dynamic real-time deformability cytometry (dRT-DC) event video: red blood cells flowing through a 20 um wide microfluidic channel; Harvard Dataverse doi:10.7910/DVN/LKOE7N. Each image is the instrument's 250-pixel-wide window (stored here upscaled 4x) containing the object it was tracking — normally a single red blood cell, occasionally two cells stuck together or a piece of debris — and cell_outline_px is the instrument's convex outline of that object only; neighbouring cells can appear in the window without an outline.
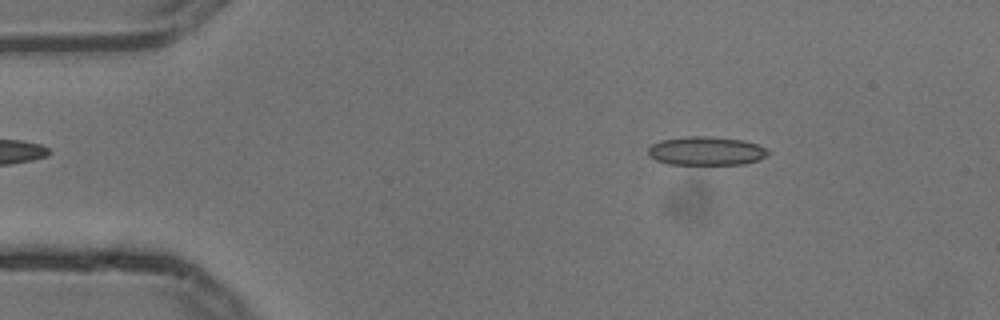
{"species": "common noctule bat (a hibernating species)", "species_latin": "Nyctalus noctula", "temperature_condition": "cold", "stored_images_in_passage": 5, "camera_frame_rate_fps": 3000, "um_per_image_px": 0.085, "animal": {"sex": "male", "body_mass_g": 13.3}, "frame": {"image": 1, "passage_image": 2, "time_ms": 0.333, "image_size_px": [1000, 320], "cell_outline_px": [[772, 152], [768, 156], [760, 160], [744, 164], [668, 164], [656, 160], [648, 152], [648, 148], [652, 144], [664, 140], [688, 136], [700, 136], [744, 140], [768, 148]], "centroid_in_image_um": [60.11, 12.84], "position_along_channel_um": 24.9, "area_um2": 20.0}}
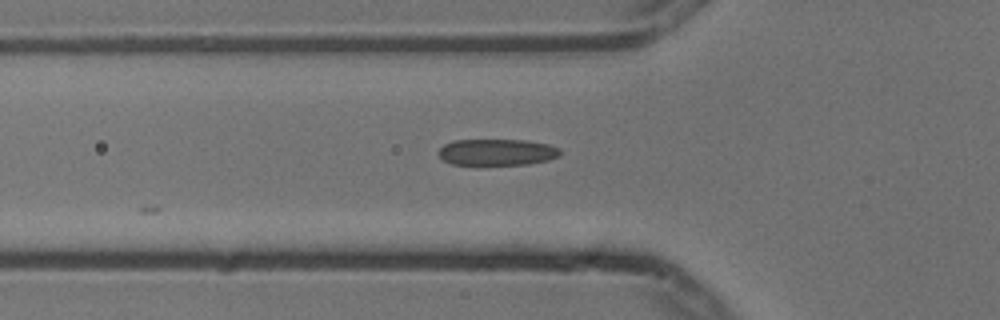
{"frame": {"image": 2, "passage_image": 5, "time_ms": 1.333, "image_size_px": [1000, 320], "cell_outline_px": [[560, 156], [548, 160], [528, 164], [480, 168], [476, 168], [452, 164], [444, 160], [436, 152], [444, 144], [452, 140], [524, 140], [548, 144], [560, 148]], "centroid_in_image_um": [42.18, 12.99], "position_along_channel_um": 83.6, "area_um2": 19.83}}